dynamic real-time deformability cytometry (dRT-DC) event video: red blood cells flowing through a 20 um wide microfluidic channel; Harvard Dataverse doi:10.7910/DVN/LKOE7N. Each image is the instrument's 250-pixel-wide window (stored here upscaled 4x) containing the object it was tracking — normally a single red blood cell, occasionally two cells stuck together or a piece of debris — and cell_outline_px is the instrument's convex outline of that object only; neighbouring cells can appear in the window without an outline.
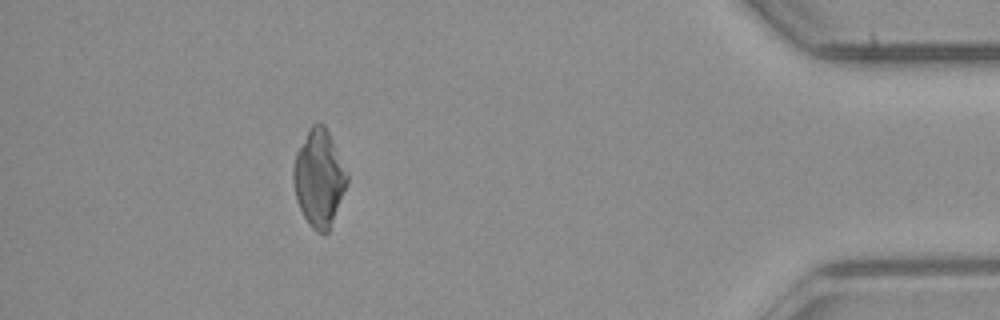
{"species": "common noctule bat (a hibernating species)", "species_latin": "Nyctalus noctula", "temperature_condition": "room temperature", "stored_images_in_passage": 51, "camera_frame_rate_fps": 3000, "um_per_image_px": 0.085, "animal": {"sex": "male", "body_mass_g": 23.1, "forearm_length_mm": 52.7}, "frame": {"image": 1, "passage_image": 46, "time_ms": 15.0, "image_size_px": [1000, 320], "cell_outline_px": [[348, 184], [328, 232], [324, 236], [316, 232], [308, 224], [296, 200], [292, 180], [292, 168], [296, 152], [312, 124], [324, 124], [348, 172]], "centroid_in_image_um": [27.11, 15.19], "position_along_channel_um": 408.1, "area_um2": 30.4}}